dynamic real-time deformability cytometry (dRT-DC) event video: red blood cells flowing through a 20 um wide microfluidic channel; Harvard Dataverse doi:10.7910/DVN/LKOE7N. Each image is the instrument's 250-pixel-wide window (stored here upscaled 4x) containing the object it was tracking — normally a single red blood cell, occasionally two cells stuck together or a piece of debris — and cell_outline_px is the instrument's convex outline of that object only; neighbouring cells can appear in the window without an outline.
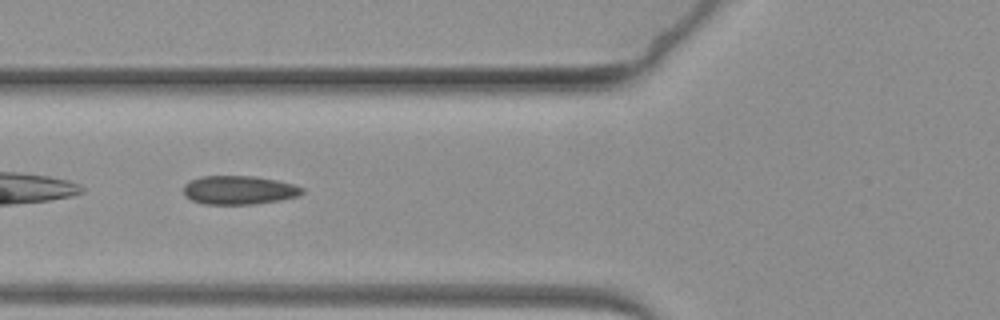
{"species": "common noctule bat (a hibernating species)", "species_latin": "Nyctalus noctula", "temperature_condition": "warm", "stored_images_in_passage": 42, "camera_frame_rate_fps": 3000, "um_per_image_px": 0.085, "animal": {"sex": "female", "body_mass_g": 19.3, "forearm_length_mm": 54.1}, "frame": {"image": 1, "passage_image": 5, "time_ms": 1.333, "image_size_px": [1000, 320], "cell_outline_px": [[304, 192], [300, 196], [280, 200], [252, 204], [204, 204], [192, 200], [184, 196], [184, 184], [200, 176], [252, 176], [276, 180], [292, 184], [304, 188]], "centroid_in_image_um": [20.32, 16.16], "position_along_channel_um": 105.5, "area_um2": 19.83}}
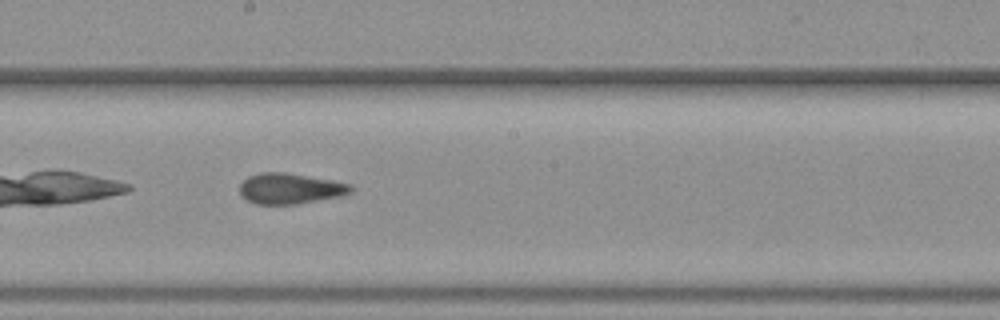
{"frame": {"image": 2, "passage_image": 16, "time_ms": 5.0, "image_size_px": [1000, 320], "cell_outline_px": [[352, 192], [340, 196], [296, 204], [256, 204], [248, 200], [240, 192], [240, 184], [248, 176], [260, 172], [284, 172], [332, 180], [352, 184]], "centroid_in_image_um": [24.67, 16.02], "position_along_channel_um": 223.5, "area_um2": 19.71}}
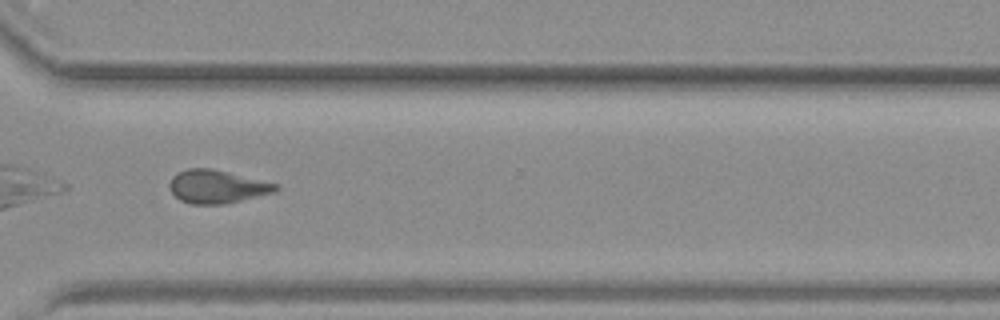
{"frame": {"image": 3, "passage_image": 28, "time_ms": 9.0, "image_size_px": [1000, 320], "cell_outline_px": [[280, 188], [276, 192], [224, 204], [192, 204], [180, 200], [168, 188], [168, 184], [172, 176], [176, 172], [188, 168], [212, 168], [280, 184]], "centroid_in_image_um": [18.45, 15.85], "position_along_channel_um": 352.2, "area_um2": 20.81}}